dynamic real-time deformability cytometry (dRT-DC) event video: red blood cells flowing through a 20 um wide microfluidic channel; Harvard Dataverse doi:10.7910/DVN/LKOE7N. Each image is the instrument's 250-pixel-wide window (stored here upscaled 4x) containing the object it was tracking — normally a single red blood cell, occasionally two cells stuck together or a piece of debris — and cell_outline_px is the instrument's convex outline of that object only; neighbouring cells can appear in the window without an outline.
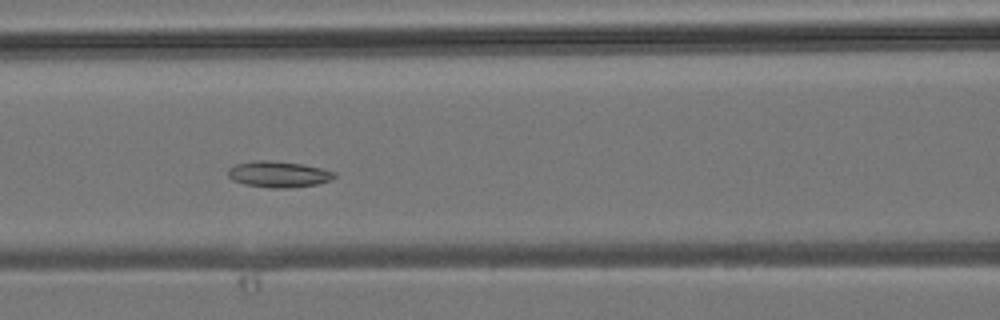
{"species": "common noctule bat (a hibernating species)", "species_latin": "Nyctalus noctula", "temperature_condition": "room temperature", "stored_images_in_passage": 38, "camera_frame_rate_fps": 3000, "um_per_image_px": 0.085, "animal": {"sex": "male", "body_mass_g": 19.2, "forearm_length_mm": 51.8}, "frame": {"image": 1, "passage_image": 15, "time_ms": 4.667, "image_size_px": [1000, 320], "cell_outline_px": [[336, 176], [332, 180], [316, 184], [292, 188], [272, 188], [244, 184], [232, 180], [228, 176], [228, 168], [236, 164], [252, 160], [268, 160], [300, 164], [320, 168], [336, 172]], "centroid_in_image_um": [23.66, 14.81], "position_along_channel_um": 142.9, "area_um2": 16.24}}
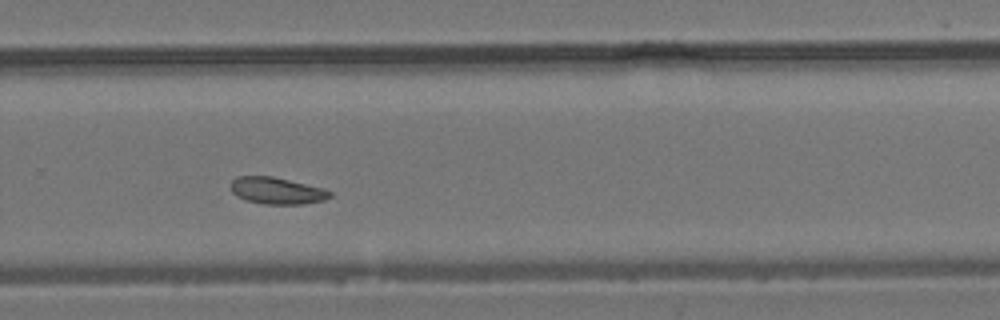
{"frame": {"image": 2, "passage_image": 25, "time_ms": 8.0, "image_size_px": [1000, 320], "cell_outline_px": [[332, 196], [324, 200], [304, 204], [264, 204], [248, 200], [236, 196], [232, 192], [232, 180], [236, 176], [272, 176], [324, 188], [332, 192]], "centroid_in_image_um": [23.56, 16.21], "position_along_channel_um": 306.2, "area_um2": 15.43}}
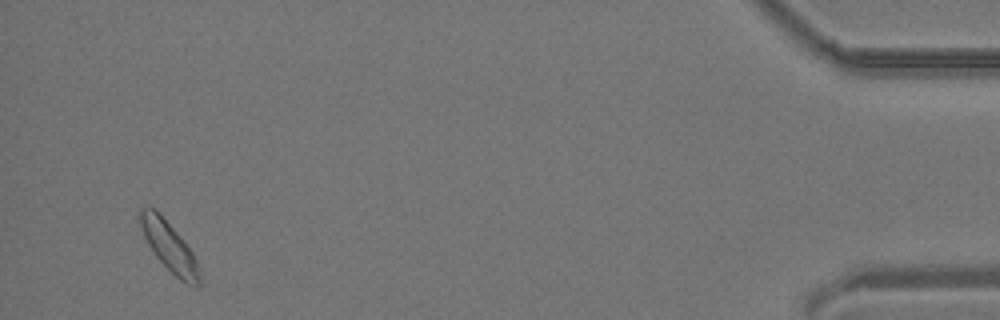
{"frame": {"image": 3, "passage_image": 37, "time_ms": 12.0, "image_size_px": [1000, 320], "cell_outline_px": [[200, 284], [184, 284], [156, 256], [148, 244], [144, 236], [136, 216], [140, 208], [156, 208], [160, 212], [184, 240], [192, 252], [196, 260], [200, 276]], "centroid_in_image_um": [14.34, 20.88], "position_along_channel_um": 420.9, "area_um2": 17.11}}